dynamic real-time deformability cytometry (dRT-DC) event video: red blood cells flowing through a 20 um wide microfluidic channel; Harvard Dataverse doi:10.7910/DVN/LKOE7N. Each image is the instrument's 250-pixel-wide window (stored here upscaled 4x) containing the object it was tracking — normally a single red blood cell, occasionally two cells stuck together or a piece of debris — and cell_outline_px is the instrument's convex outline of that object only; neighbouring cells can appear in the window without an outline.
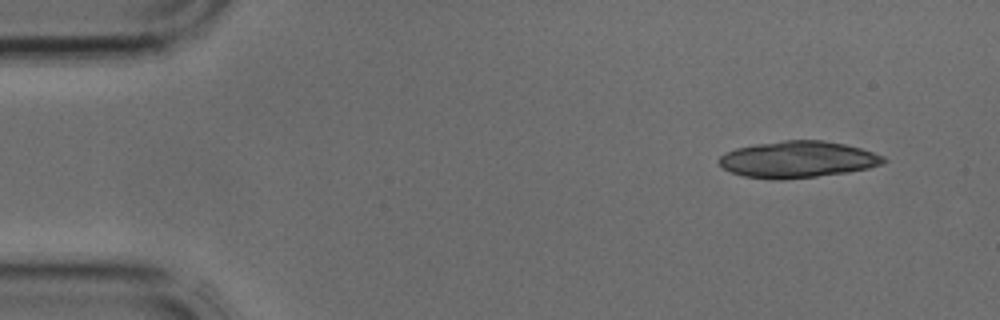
{"species": "common noctule bat (a hibernating species)", "species_latin": "Nyctalus noctula", "temperature_condition": "cold", "stored_images_in_passage": 3, "camera_frame_rate_fps": 3000, "um_per_image_px": 0.085, "animal": {"sex": "male", "body_mass_g": 17.9, "forearm_length_mm": 54.2}, "frame": {"image": 1, "passage_image": 1, "time_ms": 0.0, "image_size_px": [1000, 320], "cell_outline_px": [[888, 160], [884, 164], [868, 168], [848, 172], [784, 180], [772, 180], [744, 176], [732, 172], [724, 168], [716, 160], [724, 152], [736, 148], [756, 144], [784, 140], [824, 140], [844, 144], [860, 148], [884, 156]], "centroid_in_image_um": [67.8, 13.55], "position_along_channel_um": 17.2, "area_um2": 35.2}}